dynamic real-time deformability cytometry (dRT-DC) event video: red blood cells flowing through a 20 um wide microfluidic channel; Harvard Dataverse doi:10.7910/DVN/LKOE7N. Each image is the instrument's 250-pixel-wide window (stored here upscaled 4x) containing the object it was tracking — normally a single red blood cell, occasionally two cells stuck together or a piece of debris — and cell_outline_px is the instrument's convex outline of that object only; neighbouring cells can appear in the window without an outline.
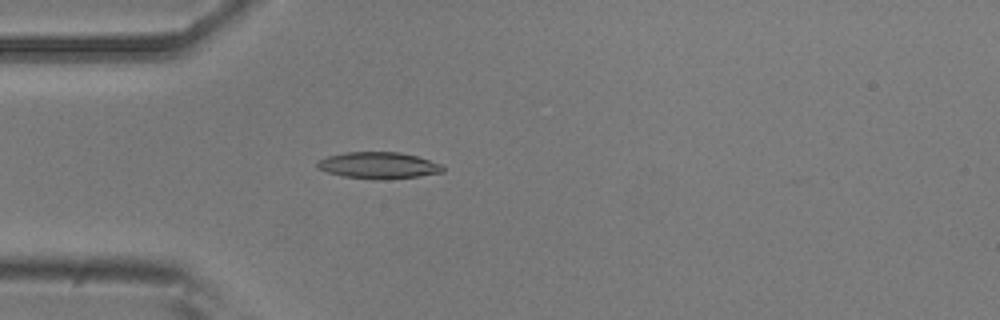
{"species": "common noctule bat (a hibernating species)", "species_latin": "Nyctalus noctula", "temperature_condition": "room temperature", "stored_images_in_passage": 5, "camera_frame_rate_fps": 3000, "um_per_image_px": 0.085, "animal": {"sex": "male", "body_mass_g": 20.5, "forearm_length_mm": 52.5}, "frame": {"image": 1, "passage_image": 5, "time_ms": 1.333, "image_size_px": [1000, 320], "cell_outline_px": [[444, 172], [420, 176], [384, 180], [376, 180], [344, 176], [328, 172], [316, 168], [316, 164], [320, 160], [328, 156], [344, 152], [400, 152], [416, 156], [444, 164]], "centroid_in_image_um": [32.21, 14.06], "position_along_channel_um": 52.8, "area_um2": 19.59}}